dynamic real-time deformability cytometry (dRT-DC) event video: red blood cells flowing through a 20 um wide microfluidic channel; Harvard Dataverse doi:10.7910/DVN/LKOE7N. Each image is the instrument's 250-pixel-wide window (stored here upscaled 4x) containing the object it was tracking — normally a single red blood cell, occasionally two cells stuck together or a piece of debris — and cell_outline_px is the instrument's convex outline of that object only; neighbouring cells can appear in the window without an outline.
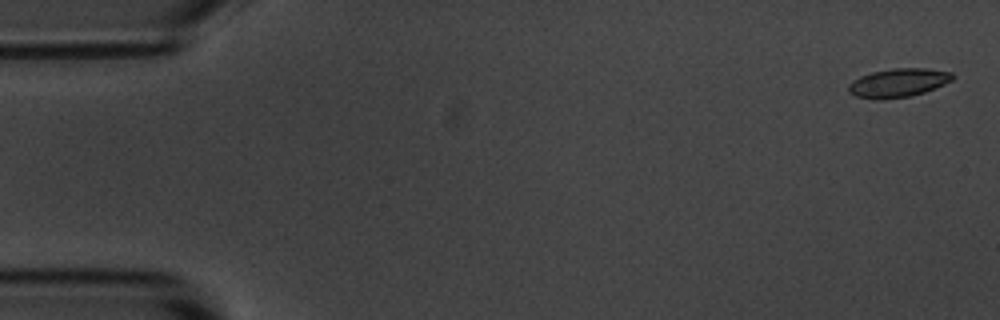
{"species": "common noctule bat (a hibernating species)", "species_latin": "Nyctalus noctula", "temperature_condition": "room temperature", "stored_images_in_passage": 5, "camera_frame_rate_fps": 3000, "um_per_image_px": 0.085, "animal": {"sex": "male", "body_mass_g": 20.1, "forearm_length_mm": 53.5}, "frame": {"image": 1, "passage_image": 1, "time_ms": 0.0, "image_size_px": [1000, 320], "cell_outline_px": [[956, 76], [952, 80], [944, 84], [924, 92], [912, 96], [880, 100], [876, 100], [856, 96], [848, 92], [848, 84], [852, 80], [860, 76], [872, 72], [892, 68], [924, 68], [952, 72]], "centroid_in_image_um": [76.33, 7.04], "position_along_channel_um": 8.7, "area_um2": 17.57}}
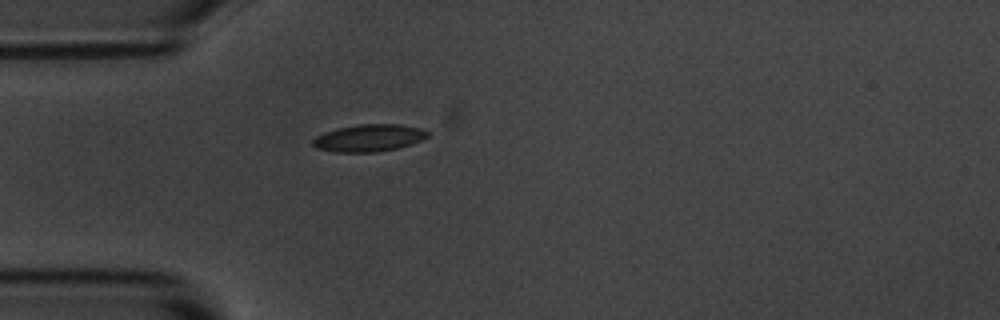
{"frame": {"image": 2, "passage_image": 5, "time_ms": 4.667, "image_size_px": [1000, 320], "cell_outline_px": [[428, 136], [420, 140], [396, 148], [376, 152], [336, 152], [316, 148], [312, 144], [312, 140], [316, 136], [324, 132], [340, 128], [360, 124], [400, 124], [420, 128], [428, 132]], "centroid_in_image_um": [31.32, 11.72], "position_along_channel_um": 53.7, "area_um2": 17.92}}